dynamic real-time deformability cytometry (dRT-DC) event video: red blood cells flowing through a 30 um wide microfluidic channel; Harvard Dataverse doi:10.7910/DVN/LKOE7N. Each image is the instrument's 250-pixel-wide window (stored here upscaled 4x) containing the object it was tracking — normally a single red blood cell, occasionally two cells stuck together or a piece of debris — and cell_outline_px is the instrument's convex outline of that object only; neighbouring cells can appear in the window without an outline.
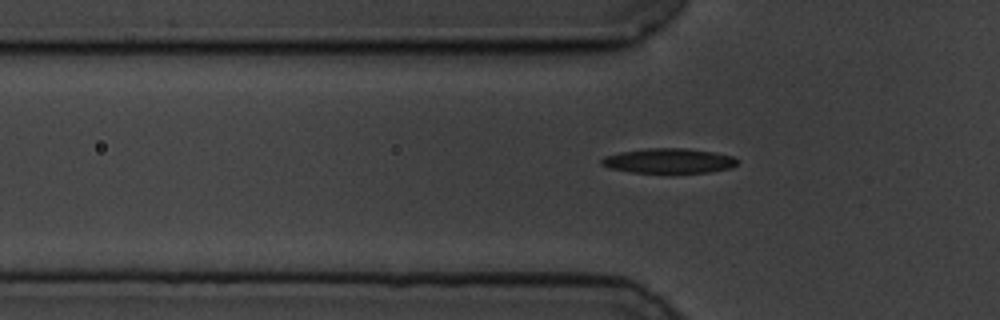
{"species": "common noctule bat (a hibernating species)", "species_latin": "Nyctalus noctula", "temperature_condition": "cold", "stored_images_in_passage": 40, "camera_frame_rate_fps": 3000, "um_per_image_px": 0.085, "animal": {"sex": "male", "body_mass_g": 19.5, "forearm_length_mm": 54.6}, "frame": {"image": 1, "passage_image": 7, "time_ms": 2.0, "image_size_px": [1000, 320], "cell_outline_px": [[740, 160], [732, 168], [708, 172], [632, 172], [608, 168], [600, 164], [600, 160], [604, 156], [620, 152], [648, 148], [688, 148], [716, 152], [732, 156]], "centroid_in_image_um": [56.86, 13.66], "position_along_channel_um": 68.9, "area_um2": 19.71}}
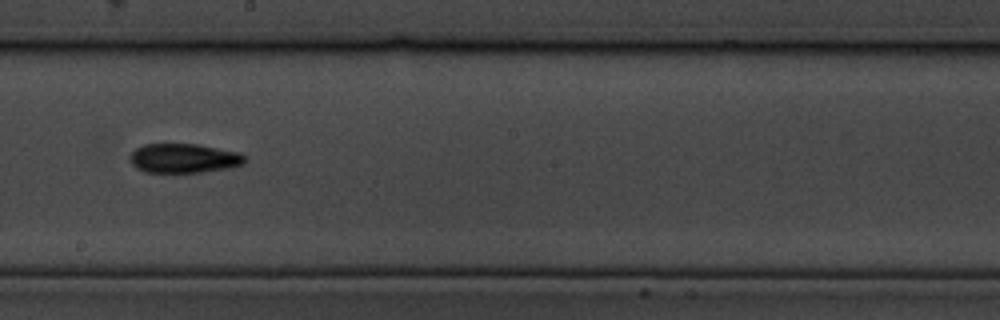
{"frame": {"image": 2, "passage_image": 21, "time_ms": 6.667, "image_size_px": [1000, 320], "cell_outline_px": [[244, 164], [228, 168], [200, 172], [144, 172], [136, 168], [132, 164], [128, 156], [136, 148], [144, 144], [196, 144], [240, 152], [244, 156]], "centroid_in_image_um": [15.59, 13.45], "position_along_channel_um": 232.6, "area_um2": 19.59}}
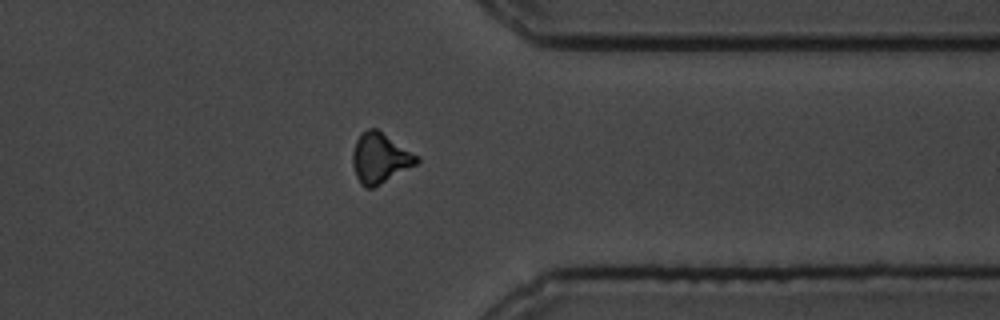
{"frame": {"image": 3, "passage_image": 34, "time_ms": 11.0, "image_size_px": [1000, 320], "cell_outline_px": [[420, 160], [416, 164], [380, 184], [372, 188], [364, 188], [360, 184], [356, 176], [352, 164], [352, 152], [356, 140], [360, 132], [368, 128], [376, 128], [420, 156]], "centroid_in_image_um": [32.28, 13.42], "position_along_channel_um": 379.1, "area_um2": 18.84}}